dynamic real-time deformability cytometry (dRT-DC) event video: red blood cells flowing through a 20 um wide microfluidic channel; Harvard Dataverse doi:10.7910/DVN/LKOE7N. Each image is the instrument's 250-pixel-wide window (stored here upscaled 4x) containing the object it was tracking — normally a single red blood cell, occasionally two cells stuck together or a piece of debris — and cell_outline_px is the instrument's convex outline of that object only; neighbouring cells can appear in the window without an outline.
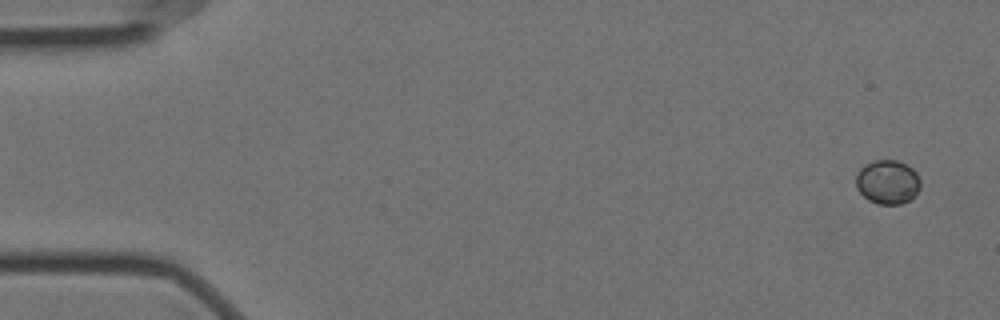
{"species": "Egyptian fruit bat (a non-hibernating species)", "species_latin": "Rousettus aegyptiacus", "temperature_condition": "cold", "stored_images_in_passage": 6, "camera_frame_rate_fps": 3000, "um_per_image_px": 0.085, "animal": {"sex": "female"}, "frame": {"image": 1, "passage_image": 1, "time_ms": 0.0, "image_size_px": [1000, 320], "cell_outline_px": [[920, 188], [908, 200], [900, 204], [876, 204], [868, 200], [856, 188], [856, 176], [860, 168], [864, 164], [872, 160], [896, 160], [912, 168], [916, 172], [920, 180]], "centroid_in_image_um": [75.42, 15.46], "position_along_channel_um": 9.6, "area_um2": 16.53}}
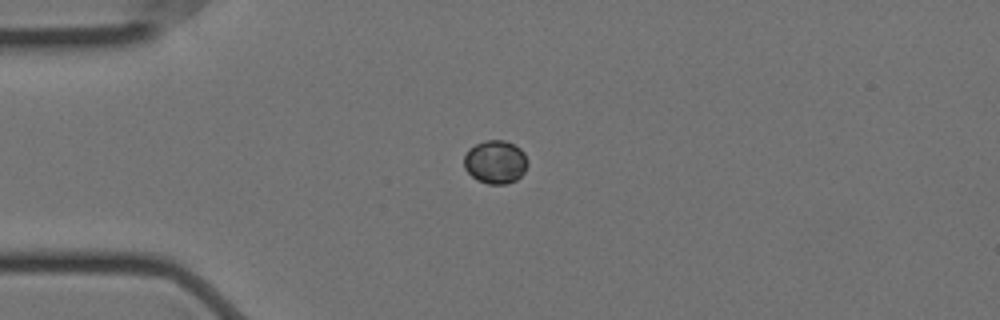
{"frame": {"image": 2, "passage_image": 4, "time_ms": 1.0, "image_size_px": [1000, 320], "cell_outline_px": [[528, 164], [524, 172], [516, 180], [504, 184], [488, 184], [476, 180], [464, 168], [464, 156], [468, 148], [484, 140], [504, 140], [520, 148], [524, 152], [528, 160]], "centroid_in_image_um": [42.1, 13.76], "position_along_channel_um": 42.9, "area_um2": 16.18}}
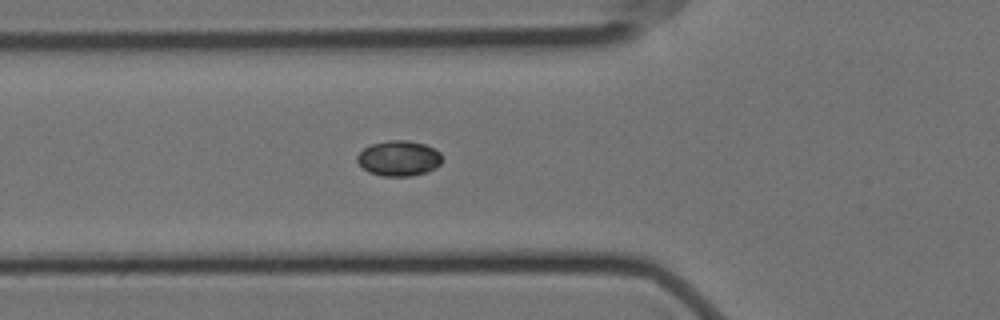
{"frame": {"image": 3, "passage_image": 6, "time_ms": 1.667, "image_size_px": [1000, 320], "cell_outline_px": [[440, 164], [436, 168], [428, 172], [412, 176], [384, 176], [368, 172], [356, 160], [356, 156], [364, 148], [372, 144], [388, 140], [408, 140], [424, 144], [440, 152]], "centroid_in_image_um": [33.89, 13.46], "position_along_channel_um": 91.9, "area_um2": 17.46}}